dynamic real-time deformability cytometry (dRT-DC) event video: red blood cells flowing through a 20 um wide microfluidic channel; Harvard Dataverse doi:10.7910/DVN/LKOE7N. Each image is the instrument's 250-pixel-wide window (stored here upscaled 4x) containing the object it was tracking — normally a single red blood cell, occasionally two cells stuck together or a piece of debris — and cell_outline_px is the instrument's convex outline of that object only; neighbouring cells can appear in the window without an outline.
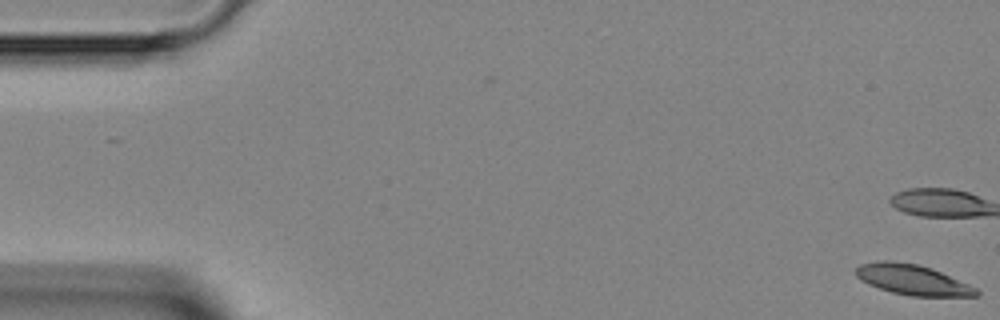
{"species": "Egyptian fruit bat (a non-hibernating species)", "species_latin": "Rousettus aegyptiacus", "temperature_condition": "room temperature", "stored_images_in_passage": 29, "camera_frame_rate_fps": 3000, "um_per_image_px": 0.085, "animal": {"sex": "female"}, "frame": {"image": 1, "passage_image": 1, "time_ms": 0.0, "image_size_px": [1000, 320], "cell_outline_px": [[980, 296], [912, 296], [892, 292], [868, 284], [860, 280], [856, 276], [856, 268], [860, 264], [880, 260], [892, 260], [920, 264], [932, 268], [968, 284], [976, 288], [980, 292]], "centroid_in_image_um": [77.56, 23.76], "position_along_channel_um": 7.4, "area_um2": 21.33}}